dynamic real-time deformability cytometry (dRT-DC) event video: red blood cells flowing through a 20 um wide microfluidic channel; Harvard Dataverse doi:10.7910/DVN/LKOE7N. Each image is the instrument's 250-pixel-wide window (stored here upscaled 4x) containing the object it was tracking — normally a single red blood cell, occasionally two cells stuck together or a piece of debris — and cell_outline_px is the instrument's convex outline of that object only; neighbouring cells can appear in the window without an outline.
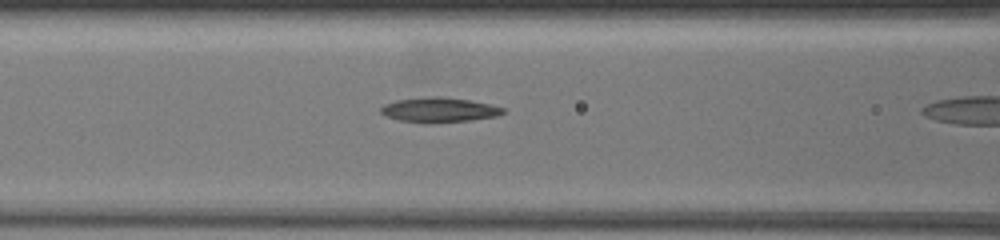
{"species": "common noctule bat (a hibernating species)", "species_latin": "Nyctalus noctula", "temperature_condition": "warm", "stored_images_in_passage": 4, "camera_frame_rate_fps": 3000, "um_per_image_px": 0.085, "animal": {"sex": "female", "body_mass_g": 19.5, "forearm_length_mm": 54.1}, "frame": {"image": 1, "passage_image": 3, "time_ms": 0.333, "image_size_px": [1000, 240], "cell_outline_px": [[504, 112], [496, 116], [468, 120], [432, 124], [424, 124], [400, 120], [388, 116], [380, 112], [380, 108], [384, 104], [396, 100], [424, 96], [440, 96], [468, 100], [488, 104], [504, 108]], "centroid_in_image_um": [37.27, 9.34], "position_along_channel_um": 129.3, "area_um2": 17.69}}